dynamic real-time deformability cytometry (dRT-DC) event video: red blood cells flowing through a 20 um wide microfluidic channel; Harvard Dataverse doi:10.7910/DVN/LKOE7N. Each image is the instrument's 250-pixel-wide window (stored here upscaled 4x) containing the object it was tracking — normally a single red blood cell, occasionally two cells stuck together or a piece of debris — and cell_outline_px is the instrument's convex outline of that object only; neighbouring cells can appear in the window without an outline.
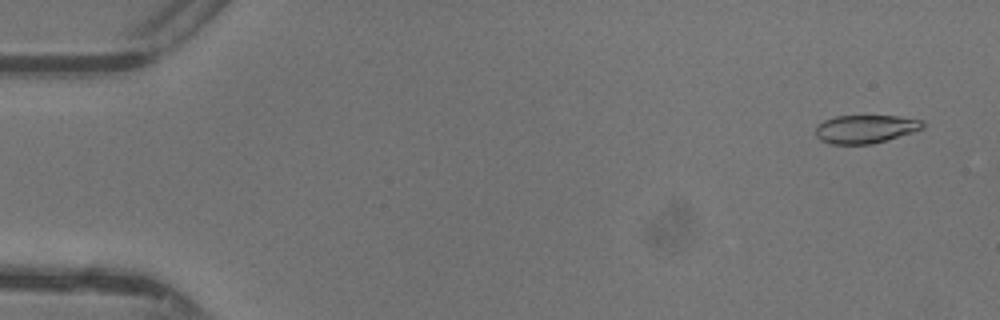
{"species": "common noctule bat (a hibernating species)", "species_latin": "Nyctalus noctula", "temperature_condition": "warm", "stored_images_in_passage": 48, "camera_frame_rate_fps": 3000, "um_per_image_px": 0.085, "animal": {"sex": "female"}, "frame": {"image": 1, "passage_image": 3, "time_ms": 0.667, "image_size_px": [1000, 320], "cell_outline_px": [[924, 128], [912, 132], [872, 144], [832, 144], [820, 140], [816, 136], [816, 124], [824, 120], [836, 116], [896, 116], [924, 120]], "centroid_in_image_um": [73.54, 10.96], "position_along_channel_um": 11.5, "area_um2": 17.63}}
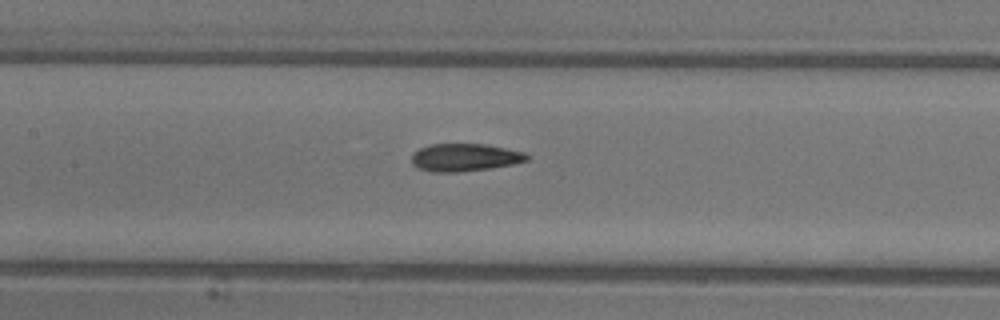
{"frame": {"image": 2, "passage_image": 23, "time_ms": 7.333, "image_size_px": [1000, 320], "cell_outline_px": [[528, 160], [512, 164], [488, 168], [456, 172], [432, 172], [416, 168], [412, 164], [412, 152], [428, 144], [488, 144], [524, 152], [528, 156]], "centroid_in_image_um": [39.45, 13.37], "position_along_channel_um": 167.9, "area_um2": 18.61}}
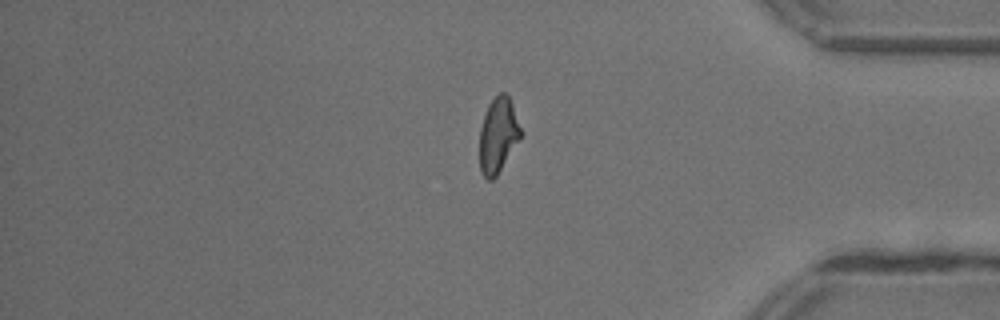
{"frame": {"image": 3, "passage_image": 40, "time_ms": 13.0, "image_size_px": [1000, 320], "cell_outline_px": [[520, 136], [496, 176], [492, 180], [488, 180], [480, 172], [480, 128], [488, 104], [500, 92], [508, 92], [520, 128]], "centroid_in_image_um": [42.3, 11.46], "position_along_channel_um": 392.9, "area_um2": 17.51}, "authors_computed_cell_mechanics": {"area_um2": 18.6116, "velocity_mm_per_s": 4.4132, "shape_relaxation_time_tau1_ms": 5.2546, "shape_relaxation_time_tau2_ms": 1.9645, "deformation_change_tau1": 0.1833, "deformation_change_tau2": 0.1028}}